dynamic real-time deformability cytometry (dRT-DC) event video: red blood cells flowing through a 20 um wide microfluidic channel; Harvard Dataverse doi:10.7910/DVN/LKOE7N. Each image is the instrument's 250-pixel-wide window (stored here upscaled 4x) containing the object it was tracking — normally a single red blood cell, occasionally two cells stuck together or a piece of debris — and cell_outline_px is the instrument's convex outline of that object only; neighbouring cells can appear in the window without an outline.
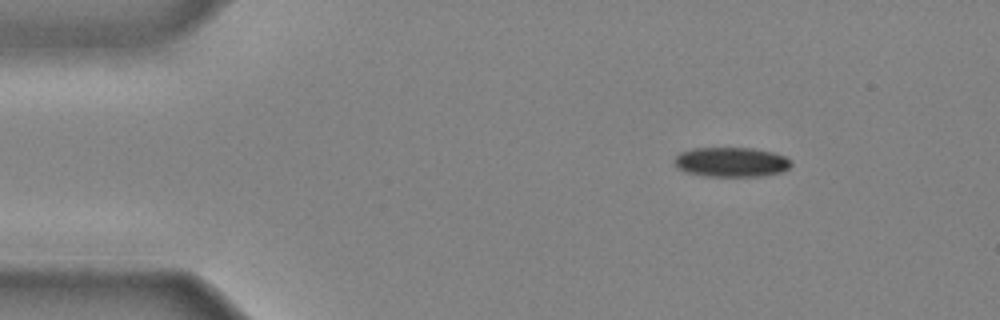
{"species": "common noctule bat (a hibernating species)", "species_latin": "Nyctalus noctula", "temperature_condition": "cold", "stored_images_in_passage": 4, "camera_frame_rate_fps": 3000, "um_per_image_px": 0.085, "animal": {"sex": "male", "body_mass_g": 20.4}, "frame": {"image": 1, "passage_image": 4, "time_ms": 1.0, "image_size_px": [1000, 320], "cell_outline_px": [[792, 164], [784, 172], [760, 176], [704, 176], [688, 172], [676, 168], [676, 156], [680, 152], [692, 148], [752, 148], [772, 152], [784, 156], [792, 160]], "centroid_in_image_um": [62.19, 13.77], "position_along_channel_um": 22.8, "area_um2": 20.17}}